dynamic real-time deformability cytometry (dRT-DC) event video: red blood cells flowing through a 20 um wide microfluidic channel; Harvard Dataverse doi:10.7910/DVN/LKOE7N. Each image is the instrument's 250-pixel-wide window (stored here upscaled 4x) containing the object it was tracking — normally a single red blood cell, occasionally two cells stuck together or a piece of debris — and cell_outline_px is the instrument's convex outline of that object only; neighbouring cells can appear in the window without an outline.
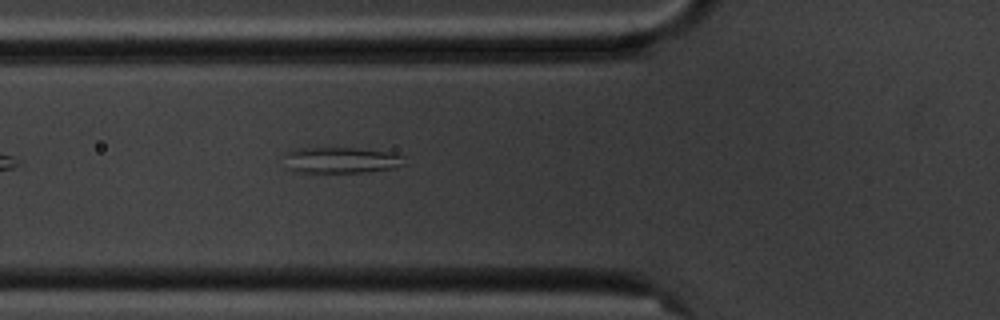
{"species": "common noctule bat (a hibernating species)", "species_latin": "Nyctalus noctula", "temperature_condition": "cold", "stored_images_in_passage": 7, "camera_frame_rate_fps": 3000, "um_per_image_px": 0.085, "animal": {"sex": "male", "body_mass_g": 20.1, "forearm_length_mm": 53.5}, "frame": {"image": 1, "passage_image": 7, "time_ms": 7.667, "image_size_px": [1000, 320], "cell_outline_px": [[404, 164], [392, 168], [364, 172], [296, 172], [288, 168], [284, 152], [296, 148], [356, 148], [388, 152], [400, 156]], "centroid_in_image_um": [28.91, 13.61], "position_along_channel_um": 96.9, "area_um2": 17.92}}